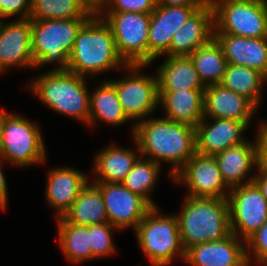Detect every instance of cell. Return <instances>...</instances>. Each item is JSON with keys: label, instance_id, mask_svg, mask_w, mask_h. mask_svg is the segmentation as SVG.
Here are the masks:
<instances>
[{"label": "cell", "instance_id": "cell-1", "mask_svg": "<svg viewBox=\"0 0 267 266\" xmlns=\"http://www.w3.org/2000/svg\"><path fill=\"white\" fill-rule=\"evenodd\" d=\"M131 131L142 157L172 164L171 178L196 154L195 127L189 124L148 117L135 123Z\"/></svg>", "mask_w": 267, "mask_h": 266}, {"label": "cell", "instance_id": "cell-2", "mask_svg": "<svg viewBox=\"0 0 267 266\" xmlns=\"http://www.w3.org/2000/svg\"><path fill=\"white\" fill-rule=\"evenodd\" d=\"M126 66L117 53L110 26L100 15H92L76 35L68 59V70L90 77Z\"/></svg>", "mask_w": 267, "mask_h": 266}, {"label": "cell", "instance_id": "cell-3", "mask_svg": "<svg viewBox=\"0 0 267 266\" xmlns=\"http://www.w3.org/2000/svg\"><path fill=\"white\" fill-rule=\"evenodd\" d=\"M86 78L69 70H50L28 84L36 97L59 114L88 125L90 92Z\"/></svg>", "mask_w": 267, "mask_h": 266}, {"label": "cell", "instance_id": "cell-4", "mask_svg": "<svg viewBox=\"0 0 267 266\" xmlns=\"http://www.w3.org/2000/svg\"><path fill=\"white\" fill-rule=\"evenodd\" d=\"M181 209L176 216L185 250L207 241L222 240L231 234L227 198L187 196Z\"/></svg>", "mask_w": 267, "mask_h": 266}, {"label": "cell", "instance_id": "cell-5", "mask_svg": "<svg viewBox=\"0 0 267 266\" xmlns=\"http://www.w3.org/2000/svg\"><path fill=\"white\" fill-rule=\"evenodd\" d=\"M88 19L31 20L34 68L56 63L51 70H68L76 35Z\"/></svg>", "mask_w": 267, "mask_h": 266}, {"label": "cell", "instance_id": "cell-6", "mask_svg": "<svg viewBox=\"0 0 267 266\" xmlns=\"http://www.w3.org/2000/svg\"><path fill=\"white\" fill-rule=\"evenodd\" d=\"M158 207H152L136 227L135 235L140 249L148 257L151 266H168L177 255L184 261L177 216L162 215Z\"/></svg>", "mask_w": 267, "mask_h": 266}, {"label": "cell", "instance_id": "cell-7", "mask_svg": "<svg viewBox=\"0 0 267 266\" xmlns=\"http://www.w3.org/2000/svg\"><path fill=\"white\" fill-rule=\"evenodd\" d=\"M41 133L33 121L8 112L2 123L0 156L18 167L44 163L47 155Z\"/></svg>", "mask_w": 267, "mask_h": 266}, {"label": "cell", "instance_id": "cell-8", "mask_svg": "<svg viewBox=\"0 0 267 266\" xmlns=\"http://www.w3.org/2000/svg\"><path fill=\"white\" fill-rule=\"evenodd\" d=\"M118 55L127 64L148 65V32L151 13L103 12Z\"/></svg>", "mask_w": 267, "mask_h": 266}, {"label": "cell", "instance_id": "cell-9", "mask_svg": "<svg viewBox=\"0 0 267 266\" xmlns=\"http://www.w3.org/2000/svg\"><path fill=\"white\" fill-rule=\"evenodd\" d=\"M212 6L214 34L267 37V15L262 0H221Z\"/></svg>", "mask_w": 267, "mask_h": 266}, {"label": "cell", "instance_id": "cell-10", "mask_svg": "<svg viewBox=\"0 0 267 266\" xmlns=\"http://www.w3.org/2000/svg\"><path fill=\"white\" fill-rule=\"evenodd\" d=\"M148 65L130 64L126 77L118 80H107L115 89L119 102L126 116L131 120L140 122L153 114L159 106V93L156 74L154 76L140 73ZM144 118V119H143Z\"/></svg>", "mask_w": 267, "mask_h": 266}, {"label": "cell", "instance_id": "cell-11", "mask_svg": "<svg viewBox=\"0 0 267 266\" xmlns=\"http://www.w3.org/2000/svg\"><path fill=\"white\" fill-rule=\"evenodd\" d=\"M227 200L231 233L246 242L267 221V201L254 182L231 188Z\"/></svg>", "mask_w": 267, "mask_h": 266}, {"label": "cell", "instance_id": "cell-12", "mask_svg": "<svg viewBox=\"0 0 267 266\" xmlns=\"http://www.w3.org/2000/svg\"><path fill=\"white\" fill-rule=\"evenodd\" d=\"M173 180L186 185L187 196L194 198H227L230 192L214 156L196 153L173 176Z\"/></svg>", "mask_w": 267, "mask_h": 266}, {"label": "cell", "instance_id": "cell-13", "mask_svg": "<svg viewBox=\"0 0 267 266\" xmlns=\"http://www.w3.org/2000/svg\"><path fill=\"white\" fill-rule=\"evenodd\" d=\"M100 191L109 223L118 230L136 229L152 206L122 183L92 182Z\"/></svg>", "mask_w": 267, "mask_h": 266}, {"label": "cell", "instance_id": "cell-14", "mask_svg": "<svg viewBox=\"0 0 267 266\" xmlns=\"http://www.w3.org/2000/svg\"><path fill=\"white\" fill-rule=\"evenodd\" d=\"M201 5L164 6L156 5L151 12L148 32V65L157 57L165 56L172 36Z\"/></svg>", "mask_w": 267, "mask_h": 266}, {"label": "cell", "instance_id": "cell-15", "mask_svg": "<svg viewBox=\"0 0 267 266\" xmlns=\"http://www.w3.org/2000/svg\"><path fill=\"white\" fill-rule=\"evenodd\" d=\"M13 21V22H12ZM0 20V71L34 67L31 19Z\"/></svg>", "mask_w": 267, "mask_h": 266}, {"label": "cell", "instance_id": "cell-16", "mask_svg": "<svg viewBox=\"0 0 267 266\" xmlns=\"http://www.w3.org/2000/svg\"><path fill=\"white\" fill-rule=\"evenodd\" d=\"M185 262L191 266H251L246 242L231 233L219 241H207L185 250Z\"/></svg>", "mask_w": 267, "mask_h": 266}, {"label": "cell", "instance_id": "cell-17", "mask_svg": "<svg viewBox=\"0 0 267 266\" xmlns=\"http://www.w3.org/2000/svg\"><path fill=\"white\" fill-rule=\"evenodd\" d=\"M247 128L240 121L203 117L195 127L196 153L214 156L229 147L239 145L247 140L243 136Z\"/></svg>", "mask_w": 267, "mask_h": 266}, {"label": "cell", "instance_id": "cell-18", "mask_svg": "<svg viewBox=\"0 0 267 266\" xmlns=\"http://www.w3.org/2000/svg\"><path fill=\"white\" fill-rule=\"evenodd\" d=\"M214 37L213 6L203 3L174 33L165 56H190Z\"/></svg>", "mask_w": 267, "mask_h": 266}, {"label": "cell", "instance_id": "cell-19", "mask_svg": "<svg viewBox=\"0 0 267 266\" xmlns=\"http://www.w3.org/2000/svg\"><path fill=\"white\" fill-rule=\"evenodd\" d=\"M257 109L246 97L222 84L206 86L204 89V117L236 120L249 127Z\"/></svg>", "mask_w": 267, "mask_h": 266}, {"label": "cell", "instance_id": "cell-20", "mask_svg": "<svg viewBox=\"0 0 267 266\" xmlns=\"http://www.w3.org/2000/svg\"><path fill=\"white\" fill-rule=\"evenodd\" d=\"M46 200L55 208L56 218H61L90 181L88 176L71 167H54L47 177ZM89 179V180H88Z\"/></svg>", "mask_w": 267, "mask_h": 266}, {"label": "cell", "instance_id": "cell-21", "mask_svg": "<svg viewBox=\"0 0 267 266\" xmlns=\"http://www.w3.org/2000/svg\"><path fill=\"white\" fill-rule=\"evenodd\" d=\"M254 141L247 139L214 155L222 178L230 189L253 182L255 175H249V172H252V169L257 170L258 163V147L256 140ZM247 174L250 177L244 180Z\"/></svg>", "mask_w": 267, "mask_h": 266}, {"label": "cell", "instance_id": "cell-22", "mask_svg": "<svg viewBox=\"0 0 267 266\" xmlns=\"http://www.w3.org/2000/svg\"><path fill=\"white\" fill-rule=\"evenodd\" d=\"M227 64L246 66L267 77V37L248 38L231 34H214Z\"/></svg>", "mask_w": 267, "mask_h": 266}, {"label": "cell", "instance_id": "cell-23", "mask_svg": "<svg viewBox=\"0 0 267 266\" xmlns=\"http://www.w3.org/2000/svg\"><path fill=\"white\" fill-rule=\"evenodd\" d=\"M164 117L196 127L204 117V89L158 91Z\"/></svg>", "mask_w": 267, "mask_h": 266}, {"label": "cell", "instance_id": "cell-24", "mask_svg": "<svg viewBox=\"0 0 267 266\" xmlns=\"http://www.w3.org/2000/svg\"><path fill=\"white\" fill-rule=\"evenodd\" d=\"M134 142L136 151L112 143L97 153L93 161V173H95L93 182L122 183L132 170L134 163L141 156L135 139Z\"/></svg>", "mask_w": 267, "mask_h": 266}, {"label": "cell", "instance_id": "cell-25", "mask_svg": "<svg viewBox=\"0 0 267 266\" xmlns=\"http://www.w3.org/2000/svg\"><path fill=\"white\" fill-rule=\"evenodd\" d=\"M156 77L158 91L205 89L190 56H166Z\"/></svg>", "mask_w": 267, "mask_h": 266}, {"label": "cell", "instance_id": "cell-26", "mask_svg": "<svg viewBox=\"0 0 267 266\" xmlns=\"http://www.w3.org/2000/svg\"><path fill=\"white\" fill-rule=\"evenodd\" d=\"M62 218L70 224L80 226L109 223L101 191L91 180Z\"/></svg>", "mask_w": 267, "mask_h": 266}, {"label": "cell", "instance_id": "cell-27", "mask_svg": "<svg viewBox=\"0 0 267 266\" xmlns=\"http://www.w3.org/2000/svg\"><path fill=\"white\" fill-rule=\"evenodd\" d=\"M130 119L119 102L116 89L108 82H101L90 94V115L88 125L96 122L119 126Z\"/></svg>", "mask_w": 267, "mask_h": 266}, {"label": "cell", "instance_id": "cell-28", "mask_svg": "<svg viewBox=\"0 0 267 266\" xmlns=\"http://www.w3.org/2000/svg\"><path fill=\"white\" fill-rule=\"evenodd\" d=\"M266 82L267 77L256 69L227 64L224 78L220 84L246 97L258 108L261 103L262 87Z\"/></svg>", "mask_w": 267, "mask_h": 266}, {"label": "cell", "instance_id": "cell-29", "mask_svg": "<svg viewBox=\"0 0 267 266\" xmlns=\"http://www.w3.org/2000/svg\"><path fill=\"white\" fill-rule=\"evenodd\" d=\"M58 243L67 260L81 264L93 260L92 249L88 235V226H80L57 218Z\"/></svg>", "mask_w": 267, "mask_h": 266}, {"label": "cell", "instance_id": "cell-30", "mask_svg": "<svg viewBox=\"0 0 267 266\" xmlns=\"http://www.w3.org/2000/svg\"><path fill=\"white\" fill-rule=\"evenodd\" d=\"M190 57L205 87L221 83L227 61L221 45L214 37L207 44L194 51Z\"/></svg>", "mask_w": 267, "mask_h": 266}, {"label": "cell", "instance_id": "cell-31", "mask_svg": "<svg viewBox=\"0 0 267 266\" xmlns=\"http://www.w3.org/2000/svg\"><path fill=\"white\" fill-rule=\"evenodd\" d=\"M160 168H162L160 164L140 156L122 184L131 192L143 197L152 207H156L150 193L158 181Z\"/></svg>", "mask_w": 267, "mask_h": 266}, {"label": "cell", "instance_id": "cell-32", "mask_svg": "<svg viewBox=\"0 0 267 266\" xmlns=\"http://www.w3.org/2000/svg\"><path fill=\"white\" fill-rule=\"evenodd\" d=\"M91 16L80 0H31V20L76 19Z\"/></svg>", "mask_w": 267, "mask_h": 266}, {"label": "cell", "instance_id": "cell-33", "mask_svg": "<svg viewBox=\"0 0 267 266\" xmlns=\"http://www.w3.org/2000/svg\"><path fill=\"white\" fill-rule=\"evenodd\" d=\"M118 231L110 223L92 224L88 226V235L92 249L93 260L99 257L115 254L116 247L113 240V231Z\"/></svg>", "mask_w": 267, "mask_h": 266}, {"label": "cell", "instance_id": "cell-34", "mask_svg": "<svg viewBox=\"0 0 267 266\" xmlns=\"http://www.w3.org/2000/svg\"><path fill=\"white\" fill-rule=\"evenodd\" d=\"M246 256L249 265L252 259L259 266L267 261V221L246 241Z\"/></svg>", "mask_w": 267, "mask_h": 266}, {"label": "cell", "instance_id": "cell-35", "mask_svg": "<svg viewBox=\"0 0 267 266\" xmlns=\"http://www.w3.org/2000/svg\"><path fill=\"white\" fill-rule=\"evenodd\" d=\"M156 7V0H110L104 12L151 13Z\"/></svg>", "mask_w": 267, "mask_h": 266}, {"label": "cell", "instance_id": "cell-36", "mask_svg": "<svg viewBox=\"0 0 267 266\" xmlns=\"http://www.w3.org/2000/svg\"><path fill=\"white\" fill-rule=\"evenodd\" d=\"M31 0H0V20L18 15V19H29Z\"/></svg>", "mask_w": 267, "mask_h": 266}, {"label": "cell", "instance_id": "cell-37", "mask_svg": "<svg viewBox=\"0 0 267 266\" xmlns=\"http://www.w3.org/2000/svg\"><path fill=\"white\" fill-rule=\"evenodd\" d=\"M80 2L91 15L97 16L106 10L110 0H80Z\"/></svg>", "mask_w": 267, "mask_h": 266}, {"label": "cell", "instance_id": "cell-38", "mask_svg": "<svg viewBox=\"0 0 267 266\" xmlns=\"http://www.w3.org/2000/svg\"><path fill=\"white\" fill-rule=\"evenodd\" d=\"M259 125L254 139L257 142L258 152H267V122L261 121Z\"/></svg>", "mask_w": 267, "mask_h": 266}, {"label": "cell", "instance_id": "cell-39", "mask_svg": "<svg viewBox=\"0 0 267 266\" xmlns=\"http://www.w3.org/2000/svg\"><path fill=\"white\" fill-rule=\"evenodd\" d=\"M5 162V160L0 156V163ZM8 187L6 177L1 169L0 165V208L5 210L8 203Z\"/></svg>", "mask_w": 267, "mask_h": 266}, {"label": "cell", "instance_id": "cell-40", "mask_svg": "<svg viewBox=\"0 0 267 266\" xmlns=\"http://www.w3.org/2000/svg\"><path fill=\"white\" fill-rule=\"evenodd\" d=\"M203 3V0H156V5L164 6L202 5Z\"/></svg>", "mask_w": 267, "mask_h": 266}, {"label": "cell", "instance_id": "cell-41", "mask_svg": "<svg viewBox=\"0 0 267 266\" xmlns=\"http://www.w3.org/2000/svg\"><path fill=\"white\" fill-rule=\"evenodd\" d=\"M253 182L260 189L262 195L265 197V199L267 201V174L261 173L258 170L257 174L255 173V177L253 179Z\"/></svg>", "mask_w": 267, "mask_h": 266}, {"label": "cell", "instance_id": "cell-42", "mask_svg": "<svg viewBox=\"0 0 267 266\" xmlns=\"http://www.w3.org/2000/svg\"><path fill=\"white\" fill-rule=\"evenodd\" d=\"M257 170L267 174V152H258Z\"/></svg>", "mask_w": 267, "mask_h": 266}, {"label": "cell", "instance_id": "cell-43", "mask_svg": "<svg viewBox=\"0 0 267 266\" xmlns=\"http://www.w3.org/2000/svg\"><path fill=\"white\" fill-rule=\"evenodd\" d=\"M7 113L8 112L6 111V109L5 110L0 109V152H1V146H2V140H1L2 123H3V118Z\"/></svg>", "mask_w": 267, "mask_h": 266}, {"label": "cell", "instance_id": "cell-44", "mask_svg": "<svg viewBox=\"0 0 267 266\" xmlns=\"http://www.w3.org/2000/svg\"><path fill=\"white\" fill-rule=\"evenodd\" d=\"M204 3H208L210 5H213L215 2L221 1V0H203Z\"/></svg>", "mask_w": 267, "mask_h": 266}, {"label": "cell", "instance_id": "cell-45", "mask_svg": "<svg viewBox=\"0 0 267 266\" xmlns=\"http://www.w3.org/2000/svg\"><path fill=\"white\" fill-rule=\"evenodd\" d=\"M266 15H267V0H262Z\"/></svg>", "mask_w": 267, "mask_h": 266}]
</instances>
